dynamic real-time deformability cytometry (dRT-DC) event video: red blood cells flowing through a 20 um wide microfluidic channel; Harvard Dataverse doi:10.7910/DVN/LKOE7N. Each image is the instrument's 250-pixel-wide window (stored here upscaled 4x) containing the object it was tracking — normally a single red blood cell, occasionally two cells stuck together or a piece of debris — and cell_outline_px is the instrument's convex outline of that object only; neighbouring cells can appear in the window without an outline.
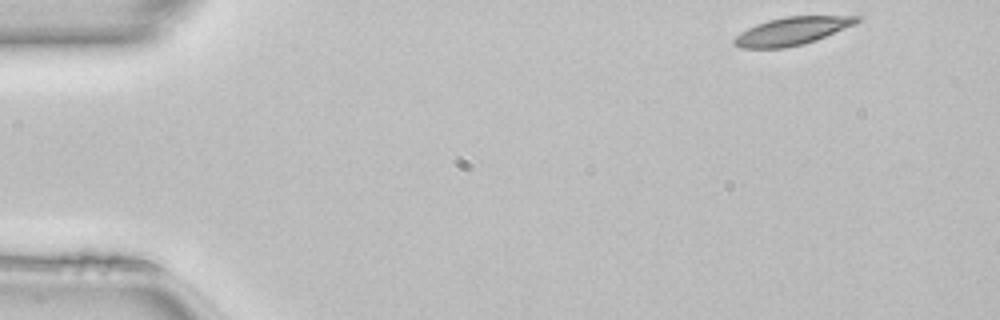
{"species": "common noctule bat (a hibernating species)", "species_latin": "Nyctalus noctula", "temperature_condition": "room temperature", "stored_images_in_passage": 46, "camera_frame_rate_fps": 3000, "um_per_image_px": 0.085, "animal": {"sex": "female", "body_mass_g": 22.7, "forearm_length_mm": 54.2}, "frame": {"image": 1, "passage_image": 1, "time_ms": 0.0, "image_size_px": [1000, 320], "cell_outline_px": [[860, 20], [856, 24], [816, 40], [784, 48], [740, 48], [732, 44], [732, 40], [740, 32], [756, 24], [768, 20], [784, 16], [860, 16]], "centroid_in_image_um": [67.28, 2.64], "position_along_channel_um": 17.7, "area_um2": 19.88}}
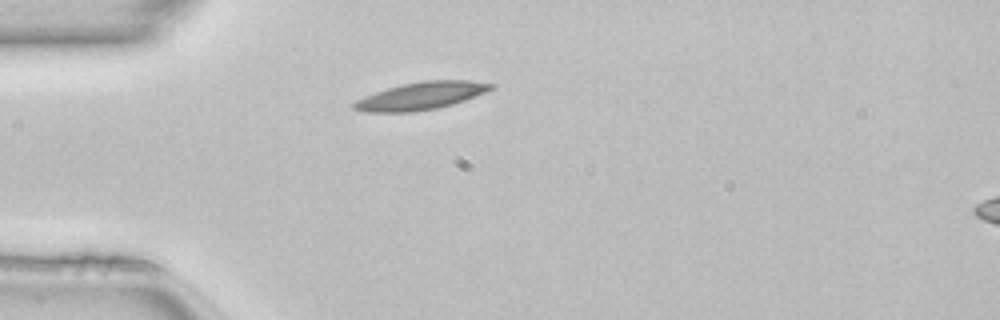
{"frame": {"image": 2, "passage_image": 10, "time_ms": 3.0, "image_size_px": [1000, 320], "cell_outline_px": [[496, 88], [464, 100], [452, 104], [436, 108], [416, 112], [364, 112], [352, 108], [352, 104], [356, 100], [364, 96], [388, 88], [404, 84], [424, 80], [468, 80], [496, 84]], "centroid_in_image_um": [35.8, 8.15], "position_along_channel_um": 49.2, "area_um2": 21.96}}
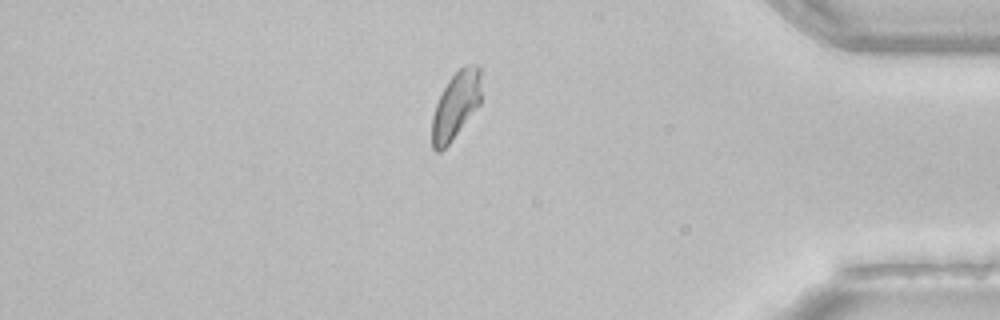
{"frame": {"image": 3, "passage_image": 39, "time_ms": 12.667, "image_size_px": [1000, 320], "cell_outline_px": [[480, 104], [452, 140], [440, 152], [436, 152], [432, 148], [432, 116], [436, 104], [448, 80], [464, 64], [476, 64], [480, 68]], "centroid_in_image_um": [38.74, 8.95], "position_along_channel_um": 396.5, "area_um2": 19.13}, "authors_computed_cell_mechanics": {"area_um2": 20.1144, "velocity_mm_per_s": 4.0862, "shape_relaxation_time_tau1_ms": 9.7615, "shape_relaxation_time_tau2_ms": null, "deformation_change_tau1": 0.2082, "deformation_change_tau2": null}}